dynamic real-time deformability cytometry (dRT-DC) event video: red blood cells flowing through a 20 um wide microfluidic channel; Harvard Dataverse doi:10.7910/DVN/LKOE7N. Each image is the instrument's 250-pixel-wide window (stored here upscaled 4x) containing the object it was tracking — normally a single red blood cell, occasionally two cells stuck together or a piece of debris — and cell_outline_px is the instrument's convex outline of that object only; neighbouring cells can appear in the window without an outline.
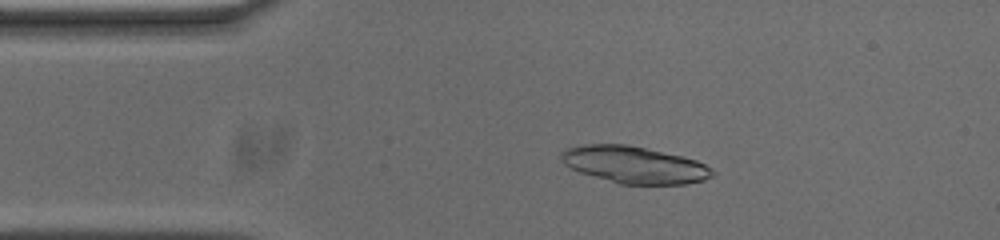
{"species": "common noctule bat (a hibernating species)", "species_latin": "Nyctalus noctula", "temperature_condition": "cold", "stored_images_in_passage": 53, "camera_frame_rate_fps": 3000, "um_per_image_px": 0.085, "animal": {"sex": "male", "body_mass_g": 20.0, "forearm_length_mm": 53.3}, "frame": {"image": 1, "passage_image": 9, "time_ms": 2.667, "image_size_px": [1000, 240], "cell_outline_px": [[716, 172], [712, 176], [704, 180], [684, 184], [620, 184], [580, 172], [564, 164], [560, 160], [564, 152], [568, 148], [584, 144], [628, 144], [680, 156], [696, 160], [712, 168]], "centroid_in_image_um": [53.94, 14.01], "position_along_channel_um": 31.1, "area_um2": 32.25}}